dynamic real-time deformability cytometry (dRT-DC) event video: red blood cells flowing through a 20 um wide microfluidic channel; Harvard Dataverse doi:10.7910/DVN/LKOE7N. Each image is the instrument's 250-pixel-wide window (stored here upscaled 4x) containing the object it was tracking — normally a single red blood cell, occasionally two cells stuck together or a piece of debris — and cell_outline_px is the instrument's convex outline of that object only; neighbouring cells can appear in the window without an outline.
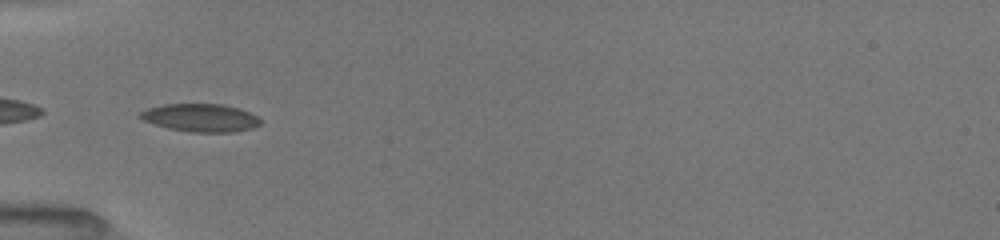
{"species": "common noctule bat (a hibernating species)", "species_latin": "Nyctalus noctula", "temperature_condition": "room temperature", "stored_images_in_passage": 8, "camera_frame_rate_fps": 3000, "um_per_image_px": 0.085, "animal": {"sex": "female", "body_mass_g": 19.5, "forearm_length_mm": 54.1}, "frame": {"image": 1, "passage_image": 4, "time_ms": 1.333, "image_size_px": [1000, 240], "cell_outline_px": [[260, 124], [252, 128], [232, 132], [188, 132], [168, 128], [144, 120], [136, 116], [140, 112], [148, 108], [164, 104], [220, 104], [240, 108], [256, 116], [260, 120]], "centroid_in_image_um": [17.03, 10.01], "position_along_channel_um": 68.0, "area_um2": 19.48}}
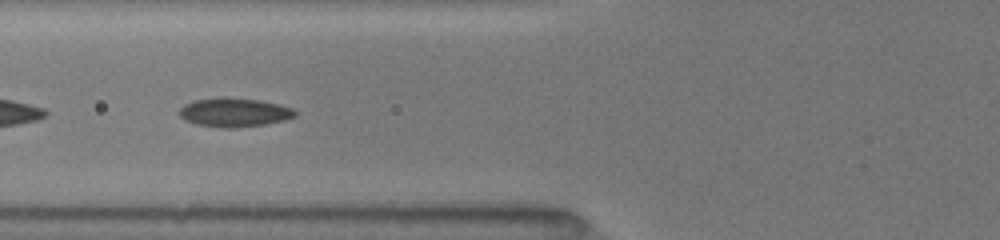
{"frame": {"image": 2, "passage_image": 7, "time_ms": 2.333, "image_size_px": [1000, 240], "cell_outline_px": [[296, 116], [284, 120], [264, 124], [236, 128], [224, 128], [196, 124], [184, 120], [180, 116], [180, 108], [184, 104], [192, 100], [260, 100], [292, 108], [296, 112]], "centroid_in_image_um": [19.91, 9.6], "position_along_channel_um": 105.9, "area_um2": 18.61}}